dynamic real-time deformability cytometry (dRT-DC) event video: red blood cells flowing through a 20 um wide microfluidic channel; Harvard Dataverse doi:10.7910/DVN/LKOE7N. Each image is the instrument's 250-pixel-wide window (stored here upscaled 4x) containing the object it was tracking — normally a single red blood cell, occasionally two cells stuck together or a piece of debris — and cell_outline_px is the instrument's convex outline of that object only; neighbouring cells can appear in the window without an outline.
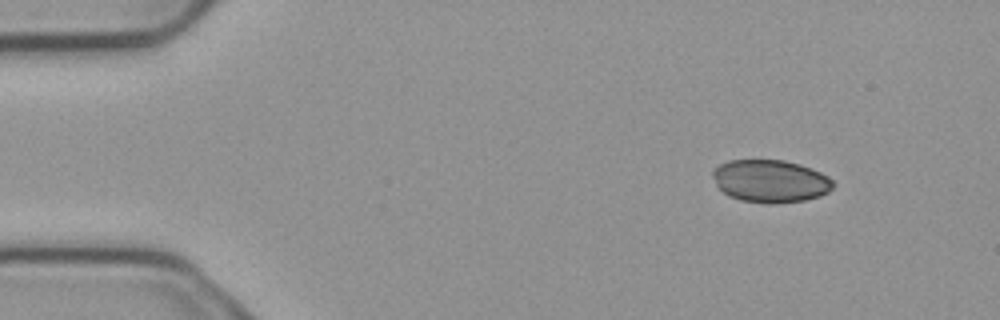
{"species": "common noctule bat (a hibernating species)", "species_latin": "Nyctalus noctula", "temperature_condition": "cold", "stored_images_in_passage": 4, "camera_frame_rate_fps": 3000, "um_per_image_px": 0.085, "animal": {"sex": "male", "body_mass_g": 23.1, "forearm_length_mm": 52.7}, "frame": {"image": 1, "passage_image": 2, "time_ms": 0.333, "image_size_px": [1000, 320], "cell_outline_px": [[832, 188], [828, 192], [820, 196], [804, 200], [768, 204], [740, 200], [728, 196], [716, 184], [712, 176], [712, 172], [720, 164], [728, 160], [784, 160], [800, 164], [820, 172], [828, 176], [832, 180]], "centroid_in_image_um": [65.47, 15.39], "position_along_channel_um": 19.5, "area_um2": 29.82}}